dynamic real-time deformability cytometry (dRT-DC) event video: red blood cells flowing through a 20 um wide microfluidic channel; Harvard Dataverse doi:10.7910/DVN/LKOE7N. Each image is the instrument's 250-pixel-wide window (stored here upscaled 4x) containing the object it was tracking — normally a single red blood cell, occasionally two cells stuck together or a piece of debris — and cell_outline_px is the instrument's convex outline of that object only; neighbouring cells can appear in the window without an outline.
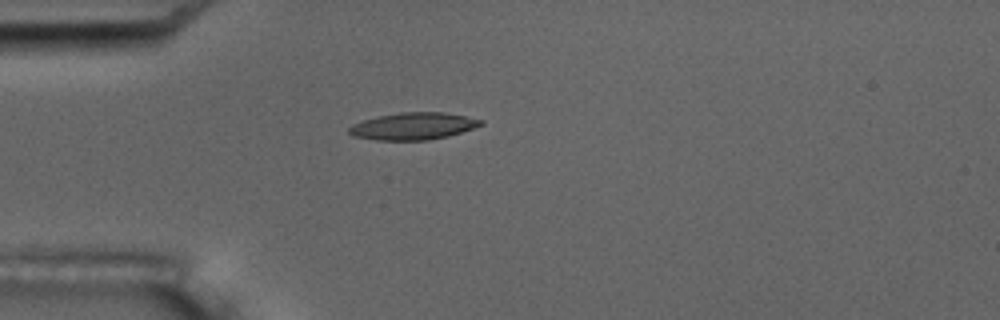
{"species": "common noctule bat (a hibernating species)", "species_latin": "Nyctalus noctula", "temperature_condition": "room temperature", "stored_images_in_passage": 16, "camera_frame_rate_fps": 3000, "um_per_image_px": 0.085, "animal": {"sex": "male", "body_mass_g": 17.5, "forearm_length_mm": 52.3}, "frame": {"image": 1, "passage_image": 5, "time_ms": 4.667, "image_size_px": [1000, 320], "cell_outline_px": [[484, 124], [448, 136], [428, 140], [376, 140], [352, 136], [348, 132], [348, 128], [352, 124], [364, 120], [380, 116], [400, 112], [444, 112], [484, 120]], "centroid_in_image_um": [35.11, 10.72], "position_along_channel_um": 49.9, "area_um2": 20.69}, "authors_computed_cell_mechanics": {"area_um2": 20.4034, "velocity_mm_per_s": 3.4494, "shape_relaxation_time_tau1_ms": null, "shape_relaxation_time_tau2_ms": 4.1665, "deformation_change_tau1": null, "deformation_change_tau2": 0.1292}}